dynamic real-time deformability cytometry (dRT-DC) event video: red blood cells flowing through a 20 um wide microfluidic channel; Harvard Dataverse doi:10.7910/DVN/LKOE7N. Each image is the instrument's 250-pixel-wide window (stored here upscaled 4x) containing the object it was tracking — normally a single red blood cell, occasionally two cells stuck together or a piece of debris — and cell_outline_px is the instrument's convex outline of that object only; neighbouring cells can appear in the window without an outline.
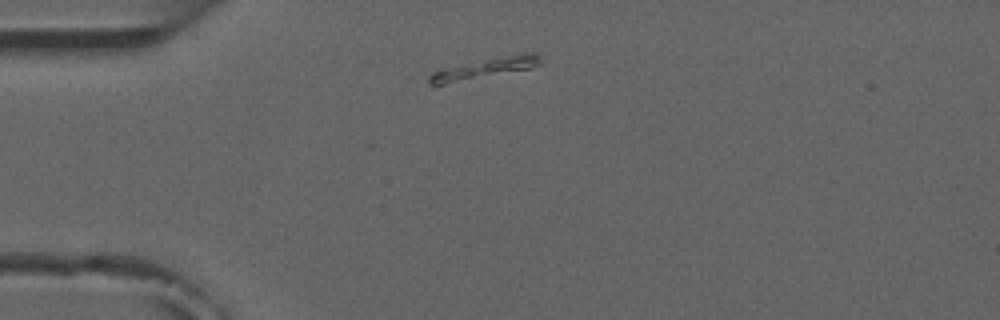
{"species": "common noctule bat (a hibernating species)", "species_latin": "Nyctalus noctula", "temperature_condition": "room temperature", "stored_images_in_passage": 5, "camera_frame_rate_fps": 3000, "um_per_image_px": 0.085, "animal": {"sex": "male", "forearm_length_mm": 52.5}, "frame": {"image": 1, "passage_image": 1, "time_ms": 0.0, "image_size_px": [1000, 320], "cell_outline_px": [[540, 64], [532, 68], [432, 88], [428, 84], [428, 76], [432, 72], [440, 68], [520, 52], [536, 52], [540, 56]], "centroid_in_image_um": [41.09, 5.84], "position_along_channel_um": 43.9, "area_um2": 14.22}}
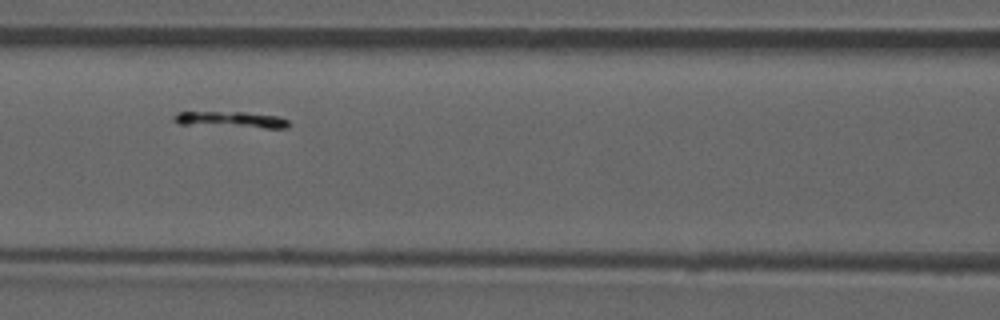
{"frame": {"image": 2, "passage_image": 4, "time_ms": 3.333, "image_size_px": [1000, 320], "cell_outline_px": [[288, 128], [264, 128], [180, 124], [172, 120], [172, 116], [180, 112], [244, 112], [276, 116], [288, 120]], "centroid_in_image_um": [19.62, 10.17], "position_along_channel_um": 147.0, "area_um2": 10.75}}